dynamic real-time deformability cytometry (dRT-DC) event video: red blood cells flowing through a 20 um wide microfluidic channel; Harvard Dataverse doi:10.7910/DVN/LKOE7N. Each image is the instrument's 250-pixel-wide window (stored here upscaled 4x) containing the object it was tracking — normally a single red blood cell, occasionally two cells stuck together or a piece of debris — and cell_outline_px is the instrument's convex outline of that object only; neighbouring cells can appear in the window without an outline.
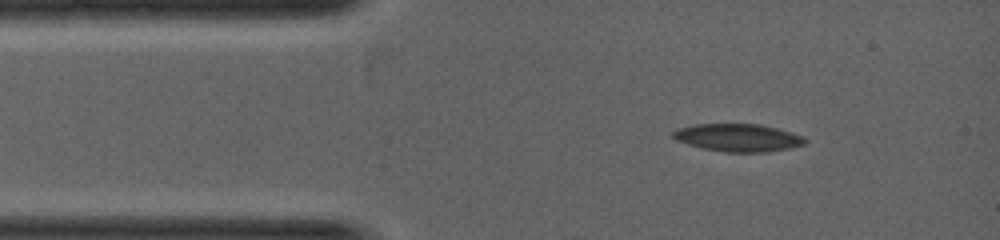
{"species": "common noctule bat (a hibernating species)", "species_latin": "Nyctalus noctula", "temperature_condition": "warm", "stored_images_in_passage": 1, "camera_frame_rate_fps": 5000, "um_per_image_px": 0.085, "animal": {"sex": "female", "body_mass_g": 19.0, "forearm_length_mm": 53.3}, "frame": {"image": 1, "passage_image": 1, "time_ms": 0.0, "image_size_px": [1000, 240], "cell_outline_px": [[808, 140], [804, 144], [792, 148], [768, 152], [724, 152], [704, 148], [688, 144], [676, 140], [672, 136], [672, 132], [676, 128], [696, 124], [760, 124], [792, 132], [804, 136]], "centroid_in_image_um": [62.76, 11.7], "position_along_channel_um": 22.2, "area_um2": 21.44}}